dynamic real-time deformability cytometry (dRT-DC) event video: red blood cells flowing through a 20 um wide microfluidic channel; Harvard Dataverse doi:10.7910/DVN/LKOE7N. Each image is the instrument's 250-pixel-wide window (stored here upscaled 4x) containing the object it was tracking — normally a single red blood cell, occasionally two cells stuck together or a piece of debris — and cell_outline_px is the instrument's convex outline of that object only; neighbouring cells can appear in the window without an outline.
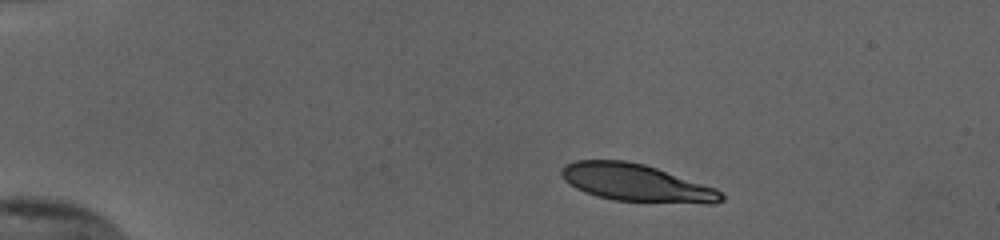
{"species": "human", "species_latin": "Homo sapiens", "temperature_condition": "cold", "stored_images_in_passage": 45, "camera_frame_rate_fps": 3000, "um_per_image_px": 0.085, "donor": {"sex": "female"}, "frame": {"image": 1, "passage_image": 1, "time_ms": 0.0, "image_size_px": [1000, 240], "cell_outline_px": [[724, 200], [716, 204], [704, 204], [612, 200], [596, 196], [584, 192], [576, 188], [564, 180], [560, 172], [560, 168], [564, 164], [576, 160], [624, 160], [644, 164], [716, 188], [724, 196]], "centroid_in_image_um": [54.07, 15.55], "position_along_channel_um": 30.9, "area_um2": 34.97}}
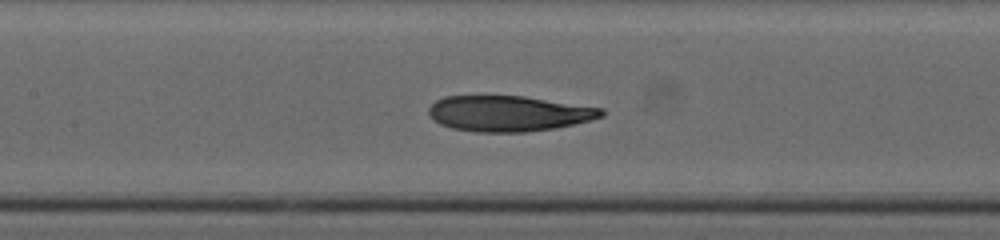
{"frame": {"image": 2, "passage_image": 18, "time_ms": 5.667, "image_size_px": [1000, 240], "cell_outline_px": [[604, 116], [592, 120], [556, 128], [524, 132], [476, 132], [452, 128], [440, 124], [432, 120], [428, 112], [428, 108], [436, 100], [444, 96], [524, 96], [604, 108]], "centroid_in_image_um": [43.24, 9.65], "position_along_channel_um": 164.2, "area_um2": 36.07}}
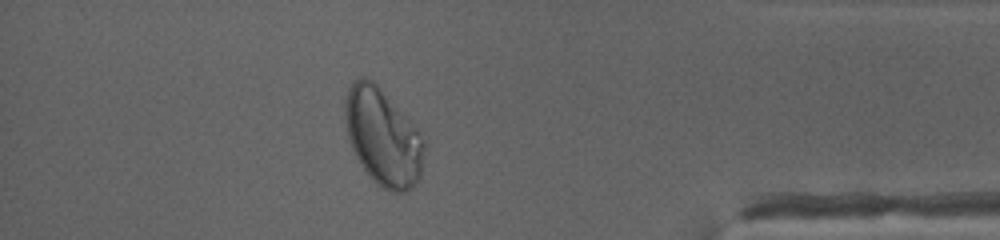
{"frame": {"image": 3, "passage_image": 39, "time_ms": 12.667, "image_size_px": [1000, 240], "cell_outline_px": [[428, 144], [420, 176], [416, 184], [412, 188], [404, 192], [392, 192], [376, 184], [372, 180], [356, 156], [352, 148], [348, 136], [344, 120], [344, 100], [348, 88], [352, 80], [360, 76], [364, 76], [372, 80], [380, 88], [416, 128]], "centroid_in_image_um": [32.55, 11.65], "position_along_channel_um": 402.6, "area_um2": 44.97}, "authors_computed_cell_mechanics": {"area_um2": 36.9342, "velocity_mm_per_s": 3.8177, "shape_relaxation_time_tau1_ms": 7.1813, "shape_relaxation_time_tau2_ms": 1.5904, "deformation_change_tau1": 0.2178, "deformation_change_tau2": 0.0641}}